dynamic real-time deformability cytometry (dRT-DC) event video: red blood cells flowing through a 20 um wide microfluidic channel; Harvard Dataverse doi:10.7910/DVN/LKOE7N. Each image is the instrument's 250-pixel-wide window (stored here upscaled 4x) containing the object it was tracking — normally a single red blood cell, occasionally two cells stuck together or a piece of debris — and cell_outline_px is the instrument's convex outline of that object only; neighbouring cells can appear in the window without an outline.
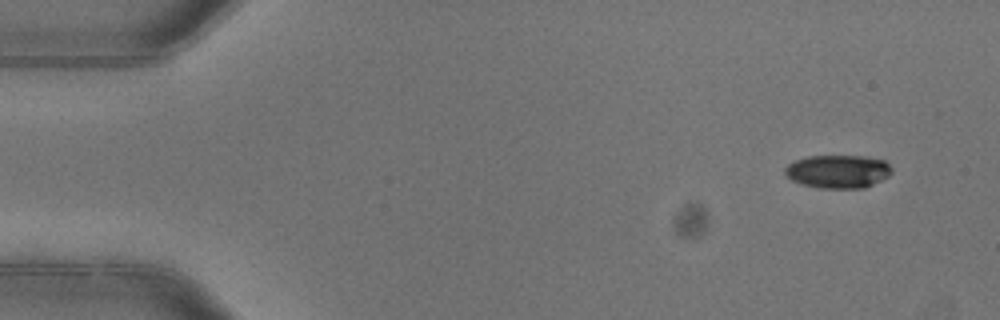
{"species": "common noctule bat (a hibernating species)", "species_latin": "Nyctalus noctula", "temperature_condition": "warm", "stored_images_in_passage": 4, "camera_frame_rate_fps": 3000, "um_per_image_px": 0.085, "animal": {"sex": "female"}, "frame": {"image": 1, "passage_image": 1, "time_ms": 0.0, "image_size_px": [1000, 320], "cell_outline_px": [[892, 172], [888, 176], [864, 188], [820, 188], [804, 184], [792, 180], [784, 172], [784, 168], [788, 164], [796, 160], [808, 156], [868, 156], [884, 160], [892, 168]], "centroid_in_image_um": [71.24, 14.56], "position_along_channel_um": 13.8, "area_um2": 20.58}}
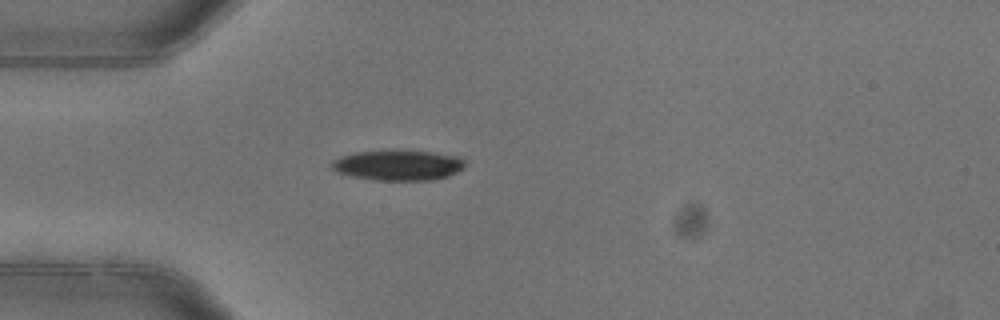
{"frame": {"image": 2, "passage_image": 4, "time_ms": 1.0, "image_size_px": [1000, 320], "cell_outline_px": [[464, 168], [448, 176], [432, 180], [376, 180], [352, 176], [336, 172], [332, 168], [332, 160], [340, 156], [356, 152], [392, 148], [432, 152], [456, 156], [464, 160]], "centroid_in_image_um": [33.81, 14.01], "position_along_channel_um": 51.2, "area_um2": 24.04}}